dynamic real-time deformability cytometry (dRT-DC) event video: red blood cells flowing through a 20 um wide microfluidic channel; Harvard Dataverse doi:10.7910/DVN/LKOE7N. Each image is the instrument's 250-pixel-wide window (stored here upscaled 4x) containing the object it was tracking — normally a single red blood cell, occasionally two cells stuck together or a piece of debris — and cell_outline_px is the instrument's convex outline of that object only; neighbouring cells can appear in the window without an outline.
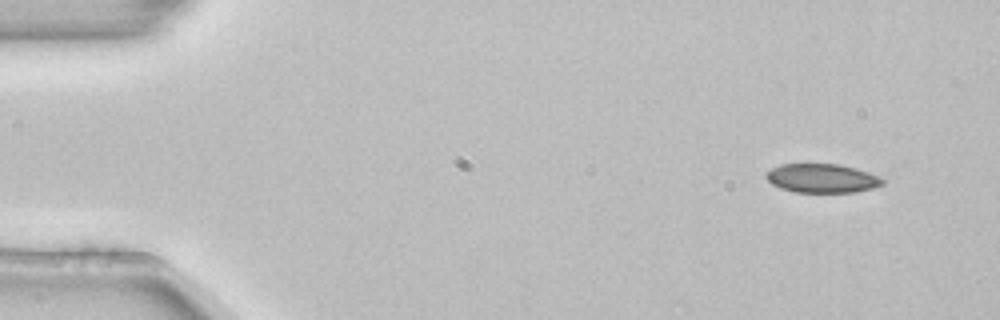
{"species": "common noctule bat (a hibernating species)", "species_latin": "Nyctalus noctula", "temperature_condition": "room temperature", "stored_images_in_passage": 4, "camera_frame_rate_fps": 3000, "um_per_image_px": 0.085, "animal": {"sex": "female", "body_mass_g": 22.7, "forearm_length_mm": 54.2}, "frame": {"image": 1, "passage_image": 1, "time_ms": 0.0, "image_size_px": [1000, 320], "cell_outline_px": [[884, 184], [872, 188], [856, 192], [796, 192], [780, 188], [772, 184], [764, 176], [772, 168], [780, 164], [840, 164], [856, 168], [868, 172], [884, 180]], "centroid_in_image_um": [69.86, 15.15], "position_along_channel_um": 15.1, "area_um2": 19.54}}
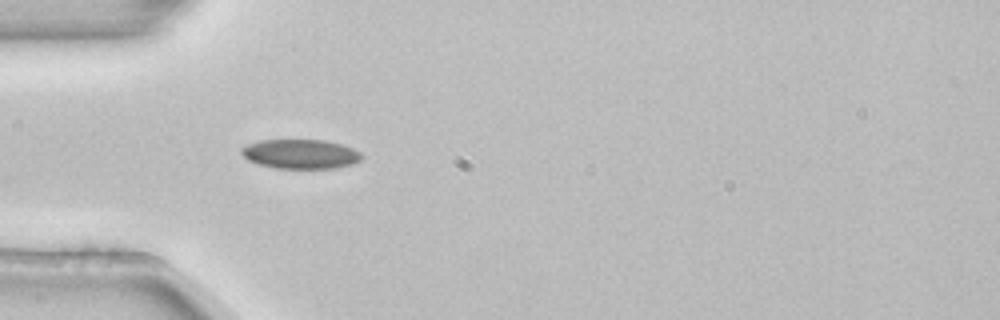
{"frame": {"image": 2, "passage_image": 4, "time_ms": 1.0, "image_size_px": [1000, 320], "cell_outline_px": [[364, 156], [360, 160], [352, 164], [336, 168], [276, 168], [260, 164], [248, 160], [240, 152], [240, 148], [248, 144], [260, 140], [324, 140], [340, 144], [352, 148], [360, 152]], "centroid_in_image_um": [25.55, 13.09], "position_along_channel_um": 59.5, "area_um2": 20.52}}